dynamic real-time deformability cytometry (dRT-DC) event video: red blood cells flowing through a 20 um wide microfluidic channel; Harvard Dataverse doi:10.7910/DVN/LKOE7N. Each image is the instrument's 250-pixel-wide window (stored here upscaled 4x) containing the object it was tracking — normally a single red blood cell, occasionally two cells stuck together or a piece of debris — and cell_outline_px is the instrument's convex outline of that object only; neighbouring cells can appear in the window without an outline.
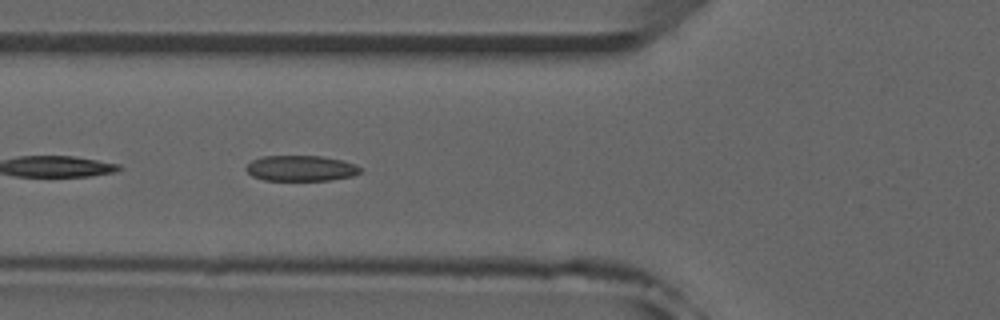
{"species": "common noctule bat (a hibernating species)", "species_latin": "Nyctalus noctula", "temperature_condition": "room temperature", "stored_images_in_passage": 12, "camera_frame_rate_fps": 3000, "um_per_image_px": 0.085, "animal": {"sex": "male", "forearm_length_mm": 52.5}, "frame": {"image": 1, "passage_image": 6, "time_ms": 1.667, "image_size_px": [1000, 320], "cell_outline_px": [[360, 172], [352, 176], [332, 180], [264, 180], [252, 176], [244, 168], [252, 160], [260, 156], [320, 156], [340, 160], [356, 164], [360, 168]], "centroid_in_image_um": [25.54, 14.3], "position_along_channel_um": 100.3, "area_um2": 16.99}}
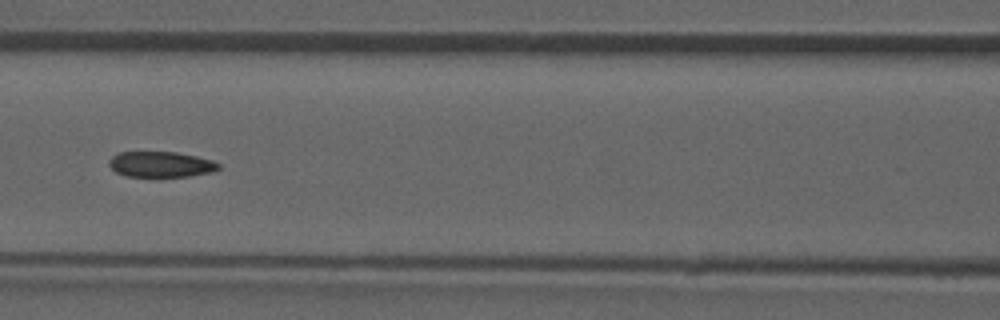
{"frame": {"image": 2, "passage_image": 10, "time_ms": 3.0, "image_size_px": [1000, 320], "cell_outline_px": [[220, 168], [212, 172], [192, 176], [124, 176], [116, 172], [108, 164], [108, 160], [112, 156], [120, 152], [176, 152], [196, 156], [212, 160], [220, 164]], "centroid_in_image_um": [13.67, 13.97], "position_along_channel_um": 152.9, "area_um2": 16.36}}